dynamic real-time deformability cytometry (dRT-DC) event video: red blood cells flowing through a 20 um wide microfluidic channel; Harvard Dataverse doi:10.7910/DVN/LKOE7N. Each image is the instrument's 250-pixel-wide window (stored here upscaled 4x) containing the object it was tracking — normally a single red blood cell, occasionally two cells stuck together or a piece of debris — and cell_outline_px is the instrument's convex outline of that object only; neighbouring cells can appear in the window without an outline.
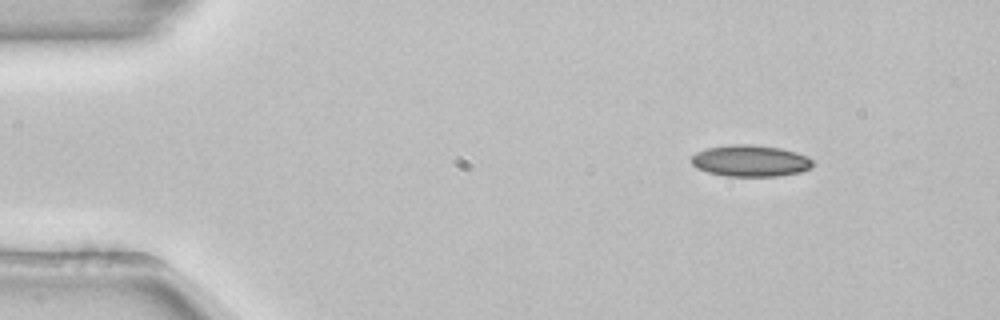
{"species": "common noctule bat (a hibernating species)", "species_latin": "Nyctalus noctula", "temperature_condition": "room temperature", "stored_images_in_passage": 47, "camera_frame_rate_fps": 3000, "um_per_image_px": 0.085, "animal": {"sex": "female", "body_mass_g": 22.7, "forearm_length_mm": 54.2}, "frame": {"image": 1, "passage_image": 1, "time_ms": 0.0, "image_size_px": [1000, 320], "cell_outline_px": [[812, 168], [800, 172], [776, 176], [724, 176], [708, 172], [696, 168], [692, 164], [692, 156], [696, 152], [708, 148], [732, 144], [748, 144], [780, 148], [796, 152], [812, 160]], "centroid_in_image_um": [63.76, 13.67], "position_along_channel_um": 21.2, "area_um2": 22.14}}
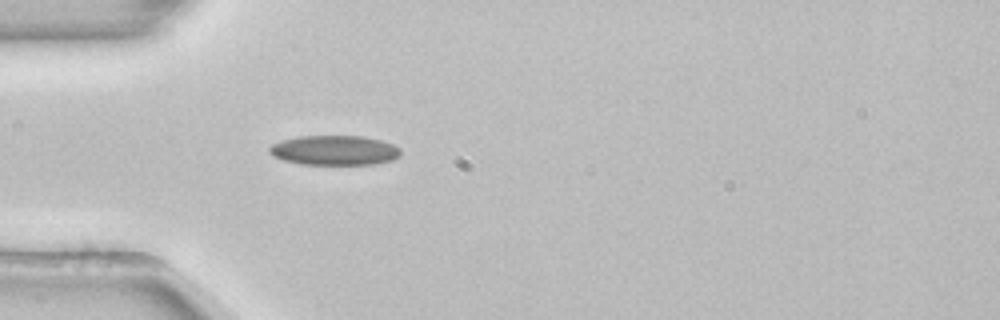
{"frame": {"image": 2, "passage_image": 10, "time_ms": 3.0, "image_size_px": [1000, 320], "cell_outline_px": [[400, 156], [392, 160], [372, 164], [300, 164], [284, 160], [268, 152], [268, 148], [272, 144], [284, 140], [300, 136], [364, 136], [380, 140], [392, 144], [400, 148]], "centroid_in_image_um": [28.44, 12.77], "position_along_channel_um": 56.6, "area_um2": 22.54}}
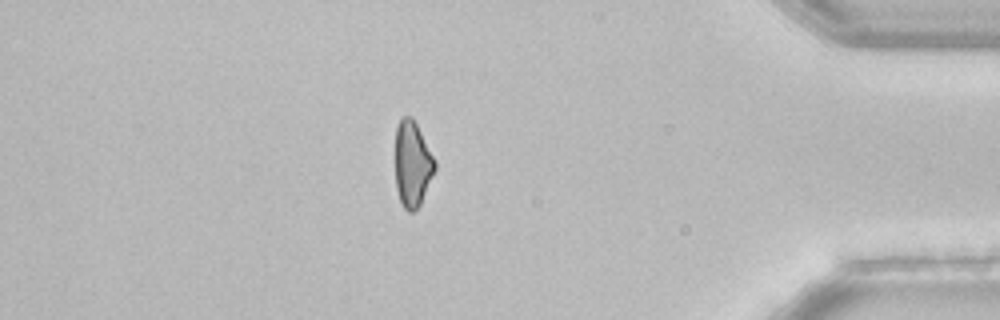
{"frame": {"image": 3, "passage_image": 40, "time_ms": 13.0, "image_size_px": [1000, 320], "cell_outline_px": [[436, 168], [420, 204], [412, 212], [408, 212], [404, 208], [400, 200], [396, 188], [396, 128], [400, 120], [404, 116], [412, 116], [436, 160]], "centroid_in_image_um": [35.06, 13.93], "position_along_channel_um": 400.1, "area_um2": 19.59}}